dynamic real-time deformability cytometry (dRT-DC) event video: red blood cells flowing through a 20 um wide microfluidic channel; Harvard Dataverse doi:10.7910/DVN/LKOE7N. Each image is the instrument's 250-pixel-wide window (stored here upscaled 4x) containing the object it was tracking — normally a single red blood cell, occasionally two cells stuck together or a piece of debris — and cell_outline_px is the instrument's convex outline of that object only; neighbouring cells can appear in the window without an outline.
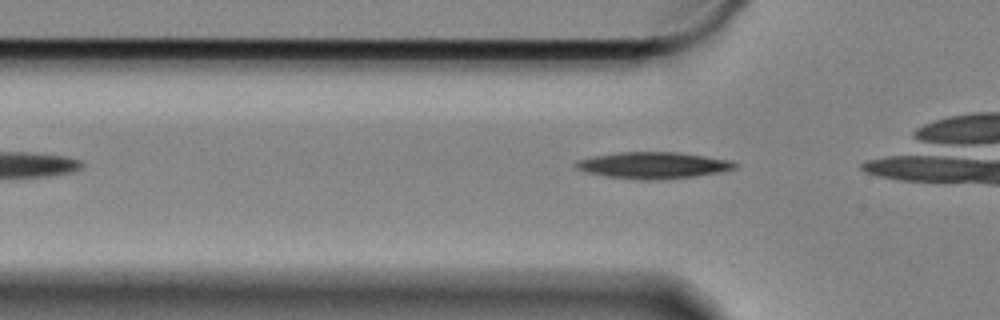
{"species": "Egyptian fruit bat (a non-hibernating species)", "species_latin": "Rousettus aegyptiacus", "temperature_condition": "cold", "stored_images_in_passage": 33, "camera_frame_rate_fps": 3000, "um_per_image_px": 0.085, "animal": {"sex": "female"}, "frame": {"image": 1, "passage_image": 4, "time_ms": 1.0, "image_size_px": [1000, 320], "cell_outline_px": [[740, 164], [736, 168], [720, 172], [696, 176], [660, 180], [640, 180], [608, 176], [584, 172], [576, 168], [572, 164], [576, 160], [592, 156], [616, 152], [680, 152], [732, 160]], "centroid_in_image_um": [55.52, 14.04], "position_along_channel_um": 70.3, "area_um2": 24.97}}
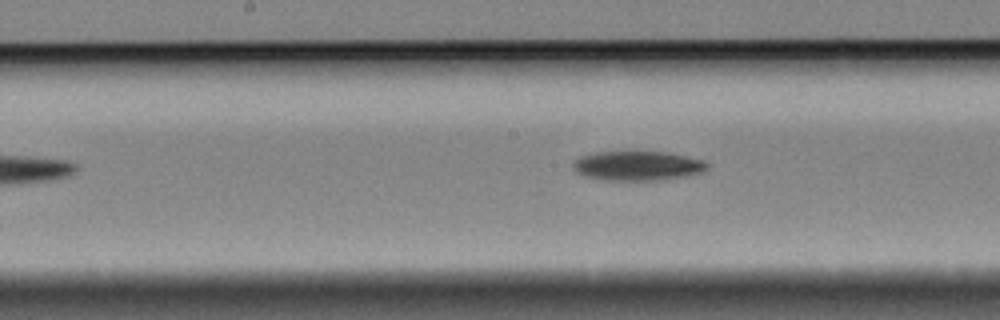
{"frame": {"image": 2, "passage_image": 15, "time_ms": 4.667, "image_size_px": [1000, 320], "cell_outline_px": [[708, 168], [704, 172], [688, 176], [660, 180], [604, 180], [584, 176], [576, 172], [572, 168], [572, 160], [580, 156], [592, 152], [628, 148], [636, 148], [668, 152], [688, 156], [704, 160], [708, 164]], "centroid_in_image_um": [54.16, 14.03], "position_along_channel_um": 194.0, "area_um2": 24.62}}
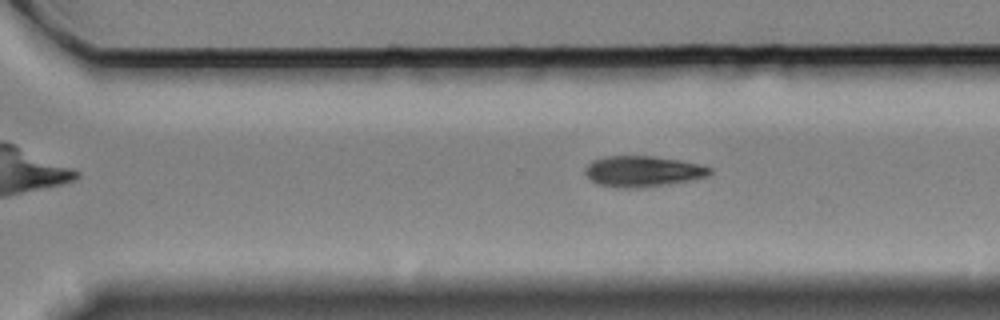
{"frame": {"image": 3, "passage_image": 26, "time_ms": 8.333, "image_size_px": [1000, 320], "cell_outline_px": [[712, 172], [708, 176], [692, 180], [668, 184], [636, 188], [616, 188], [596, 184], [584, 172], [584, 168], [592, 160], [604, 156], [652, 156], [680, 160], [704, 164], [712, 168]], "centroid_in_image_um": [54.65, 14.56], "position_along_channel_um": 315.9, "area_um2": 22.72}}